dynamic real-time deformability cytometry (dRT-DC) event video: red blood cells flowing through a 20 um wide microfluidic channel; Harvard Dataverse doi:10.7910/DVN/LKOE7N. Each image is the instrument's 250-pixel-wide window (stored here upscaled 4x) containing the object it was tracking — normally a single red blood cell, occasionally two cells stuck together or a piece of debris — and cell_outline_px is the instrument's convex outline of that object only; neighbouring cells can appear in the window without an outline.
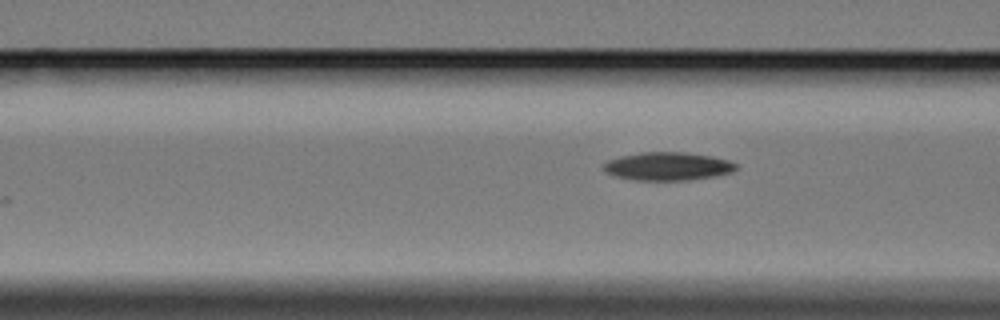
{"species": "Egyptian fruit bat (a non-hibernating species)", "species_latin": "Rousettus aegyptiacus", "temperature_condition": "cold", "stored_images_in_passage": 3, "camera_frame_rate_fps": 3000, "um_per_image_px": 0.085, "animal": {"sex": "female"}, "frame": {"image": 1, "passage_image": 3, "time_ms": 3.667, "image_size_px": [1000, 320], "cell_outline_px": [[740, 168], [732, 172], [716, 176], [688, 180], [636, 180], [616, 176], [608, 172], [604, 168], [604, 164], [608, 160], [620, 156], [640, 152], [688, 152], [712, 156], [732, 160], [740, 164]], "centroid_in_image_um": [56.88, 14.12], "position_along_channel_um": 109.7, "area_um2": 22.02}}